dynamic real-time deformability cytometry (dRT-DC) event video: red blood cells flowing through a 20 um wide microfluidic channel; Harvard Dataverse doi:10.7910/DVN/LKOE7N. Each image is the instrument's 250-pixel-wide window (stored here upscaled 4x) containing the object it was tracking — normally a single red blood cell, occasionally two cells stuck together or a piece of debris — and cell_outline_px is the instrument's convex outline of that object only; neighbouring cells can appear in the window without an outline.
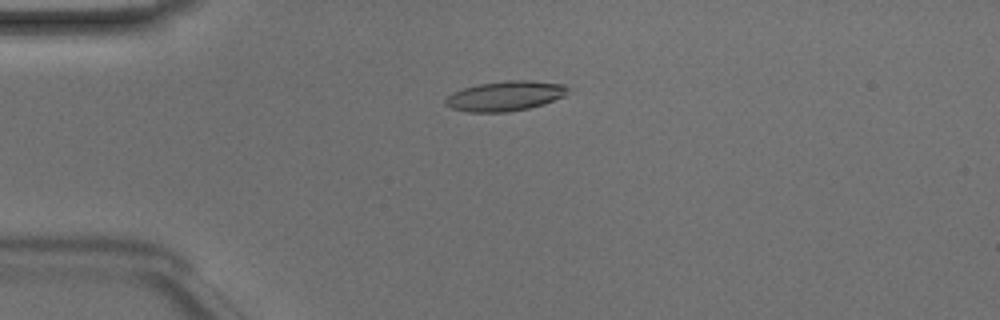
{"species": "Egyptian fruit bat (a non-hibernating species)", "species_latin": "Rousettus aegyptiacus", "temperature_condition": "room temperature", "stored_images_in_passage": 49, "camera_frame_rate_fps": 3000, "um_per_image_px": 0.085, "animal": {"sex": "male"}, "frame": {"image": 1, "passage_image": 12, "time_ms": 3.667, "image_size_px": [1000, 320], "cell_outline_px": [[568, 88], [564, 96], [544, 104], [528, 108], [508, 112], [468, 112], [452, 108], [444, 104], [444, 100], [452, 92], [464, 88], [480, 84], [508, 80], [532, 80], [564, 84]], "centroid_in_image_um": [42.93, 8.16], "position_along_channel_um": 42.1, "area_um2": 21.27}}
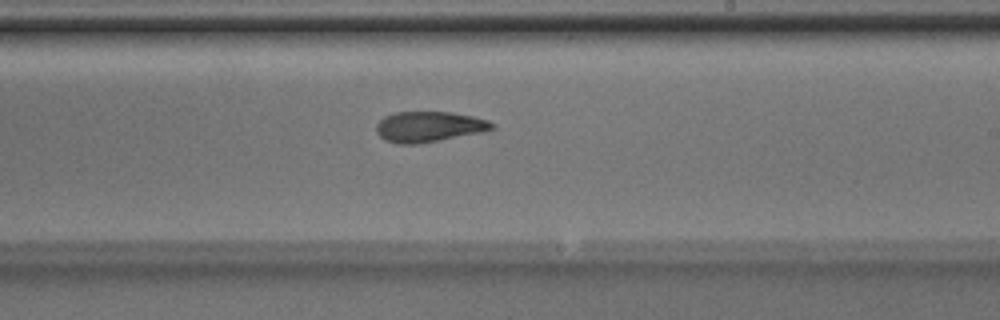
{"frame": {"image": 2, "passage_image": 29, "time_ms": 9.333, "image_size_px": [1000, 320], "cell_outline_px": [[496, 128], [484, 132], [420, 144], [396, 144], [384, 140], [376, 132], [376, 124], [384, 116], [396, 112], [452, 112], [472, 116], [488, 120], [496, 124]], "centroid_in_image_um": [36.48, 10.78], "position_along_channel_um": 252.5, "area_um2": 20.92}}
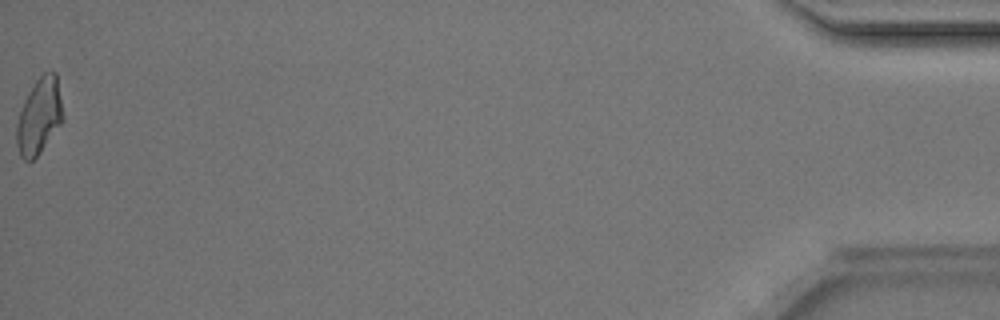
{"frame": {"image": 3, "passage_image": 49, "time_ms": 16.0, "image_size_px": [1000, 320], "cell_outline_px": [[64, 120], [40, 152], [32, 160], [24, 160], [20, 156], [16, 144], [16, 124], [24, 100], [28, 92], [36, 80], [44, 72], [56, 72], [64, 116]], "centroid_in_image_um": [3.33, 9.88], "position_along_channel_um": 431.9, "area_um2": 20.46}, "authors_computed_cell_mechanics": {"area_um2": 20.808, "velocity_mm_per_s": 4.174, "shape_relaxation_time_tau1_ms": 5.0701, "shape_relaxation_time_tau2_ms": 3.1871, "deformation_change_tau1": 0.1451, "deformation_change_tau2": 0.1057}}